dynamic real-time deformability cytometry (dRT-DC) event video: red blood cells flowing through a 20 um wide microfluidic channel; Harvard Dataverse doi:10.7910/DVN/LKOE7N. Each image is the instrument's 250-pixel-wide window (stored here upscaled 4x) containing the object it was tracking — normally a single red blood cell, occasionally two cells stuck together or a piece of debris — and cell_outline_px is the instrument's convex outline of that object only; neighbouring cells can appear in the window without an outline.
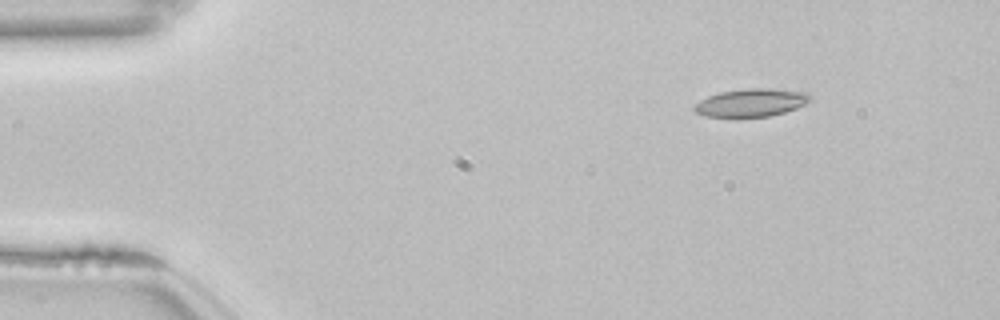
{"species": "common noctule bat (a hibernating species)", "species_latin": "Nyctalus noctula", "temperature_condition": "room temperature", "stored_images_in_passage": 47, "camera_frame_rate_fps": 3000, "um_per_image_px": 0.085, "animal": {"sex": "female", "body_mass_g": 22.7, "forearm_length_mm": 54.2}, "frame": {"image": 1, "passage_image": 1, "time_ms": 0.0, "image_size_px": [1000, 320], "cell_outline_px": [[812, 100], [796, 108], [784, 112], [768, 116], [704, 116], [696, 112], [692, 108], [700, 100], [708, 96], [720, 92], [748, 88], [768, 88], [808, 92]], "centroid_in_image_um": [63.86, 8.71], "position_along_channel_um": 21.1, "area_um2": 18.61}}
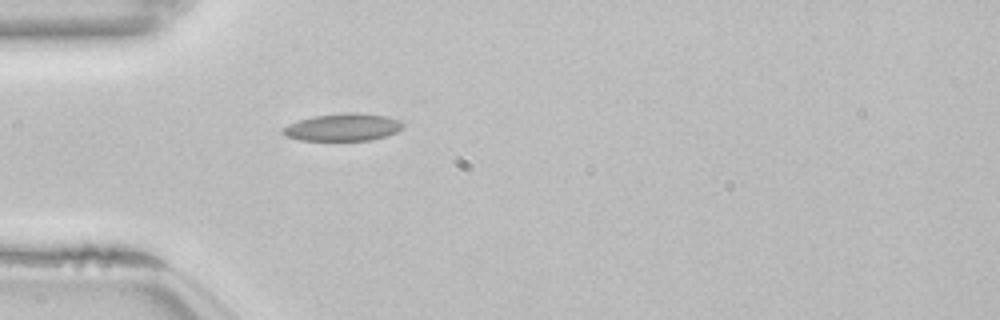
{"frame": {"image": 2, "passage_image": 10, "time_ms": 3.0, "image_size_px": [1000, 320], "cell_outline_px": [[404, 128], [396, 132], [372, 140], [300, 140], [288, 136], [280, 132], [280, 128], [288, 124], [300, 120], [316, 116], [348, 112], [356, 112], [388, 116], [400, 120], [404, 124]], "centroid_in_image_um": [29.17, 10.81], "position_along_channel_um": 55.8, "area_um2": 19.19}}
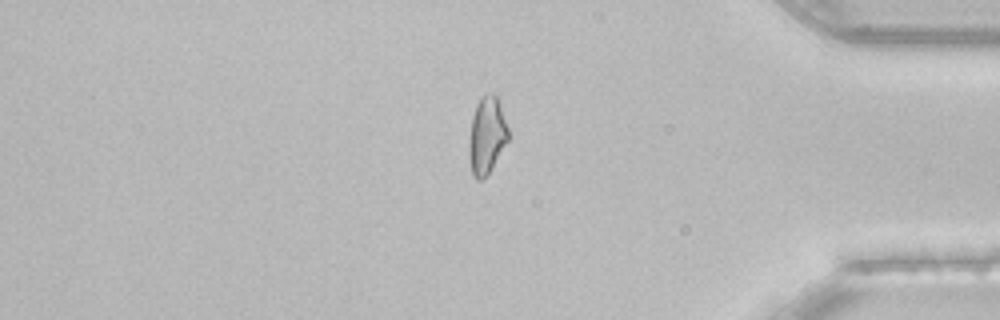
{"frame": {"image": 3, "passage_image": 39, "time_ms": 12.667, "image_size_px": [1000, 320], "cell_outline_px": [[508, 140], [492, 168], [480, 180], [476, 180], [472, 176], [468, 156], [468, 140], [472, 116], [476, 104], [488, 92], [496, 92], [508, 128]], "centroid_in_image_um": [41.35, 11.5], "position_along_channel_um": 393.8, "area_um2": 17.8}, "authors_computed_cell_mechanics": {"area_um2": 17.6868, "velocity_mm_per_s": 3.8491, "shape_relaxation_time_tau1_ms": null, "shape_relaxation_time_tau2_ms": 2.6322, "deformation_change_tau1": null, "deformation_change_tau2": 0.0917}}